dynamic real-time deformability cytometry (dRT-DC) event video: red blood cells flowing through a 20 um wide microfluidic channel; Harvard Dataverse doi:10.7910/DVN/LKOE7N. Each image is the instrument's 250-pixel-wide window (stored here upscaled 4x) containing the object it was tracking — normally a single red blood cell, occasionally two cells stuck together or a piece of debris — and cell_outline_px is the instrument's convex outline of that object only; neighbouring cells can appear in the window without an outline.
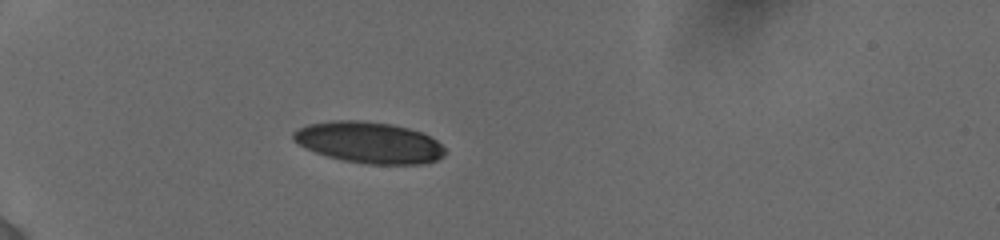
{"species": "human", "species_latin": "Homo sapiens", "temperature_condition": "cold", "stored_images_in_passage": 18, "camera_frame_rate_fps": 3000, "um_per_image_px": 0.085, "donor": {"sex": "female"}, "frame": {"image": 1, "passage_image": 8, "time_ms": 3.0, "image_size_px": [1000, 240], "cell_outline_px": [[444, 156], [436, 160], [424, 164], [368, 164], [344, 160], [328, 156], [316, 152], [292, 140], [292, 132], [296, 128], [308, 124], [332, 120], [360, 120], [392, 124], [424, 132], [436, 140], [444, 148]], "centroid_in_image_um": [31.37, 12.1], "position_along_channel_um": 53.6, "area_um2": 36.53}}
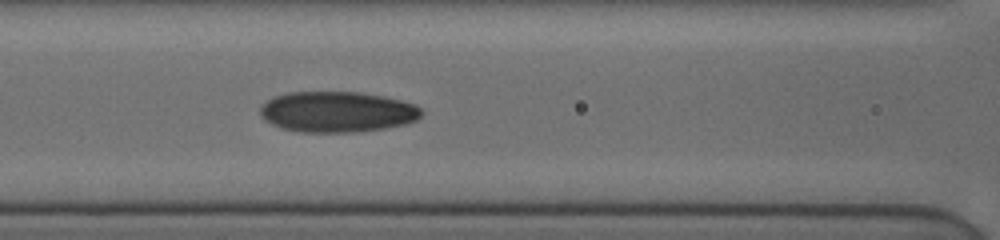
{"frame": {"image": 2, "passage_image": 15, "time_ms": 6.0, "image_size_px": [1000, 240], "cell_outline_px": [[424, 112], [416, 120], [404, 124], [384, 128], [356, 132], [300, 132], [280, 128], [264, 120], [260, 116], [260, 108], [268, 100], [276, 96], [288, 92], [360, 92], [384, 96], [416, 104]], "centroid_in_image_um": [28.66, 9.51], "position_along_channel_um": 137.9, "area_um2": 38.38}}
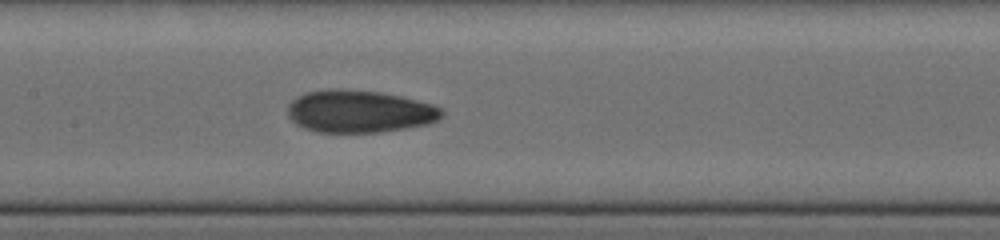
{"frame": {"image": 3, "passage_image": 18, "time_ms": 7.0, "image_size_px": [1000, 240], "cell_outline_px": [[444, 116], [428, 124], [380, 132], [316, 132], [304, 128], [296, 124], [288, 116], [288, 104], [296, 96], [304, 92], [328, 88], [336, 88], [380, 92], [400, 96], [432, 104], [440, 108], [444, 112]], "centroid_in_image_um": [30.51, 9.46], "position_along_channel_um": 176.9, "area_um2": 38.26}}